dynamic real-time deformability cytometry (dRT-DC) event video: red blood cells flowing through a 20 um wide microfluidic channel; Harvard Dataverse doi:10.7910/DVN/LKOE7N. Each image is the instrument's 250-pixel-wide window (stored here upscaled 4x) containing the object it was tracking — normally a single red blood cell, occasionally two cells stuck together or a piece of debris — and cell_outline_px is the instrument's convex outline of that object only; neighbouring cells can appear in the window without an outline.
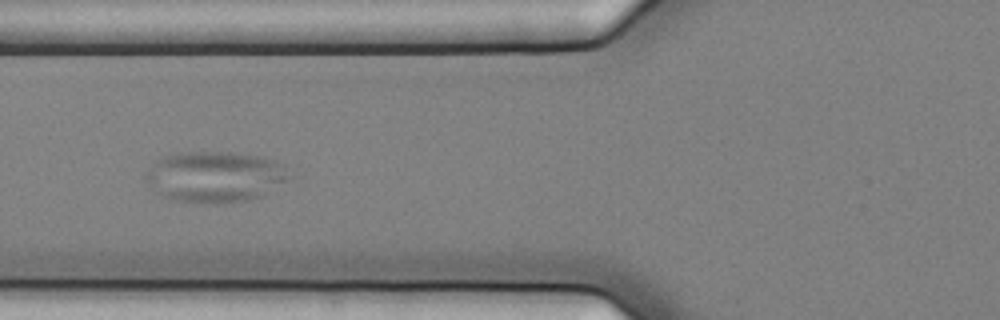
{"species": "common noctule bat (a hibernating species)", "species_latin": "Nyctalus noctula", "temperature_condition": "cold", "stored_images_in_passage": 8, "camera_frame_rate_fps": 3000, "um_per_image_px": 0.085, "animal": {"sex": "female", "body_mass_g": 25.1}, "frame": {"image": 1, "passage_image": 6, "time_ms": 1.667, "image_size_px": [1000, 320], "cell_outline_px": [[292, 176], [288, 180], [264, 196], [248, 200], [216, 204], [168, 200], [148, 184], [144, 176], [148, 168], [156, 160], [180, 152], [232, 152], [264, 156], [276, 160], [284, 164]], "centroid_in_image_um": [18.33, 15.03], "position_along_channel_um": 107.5, "area_um2": 43.23}}
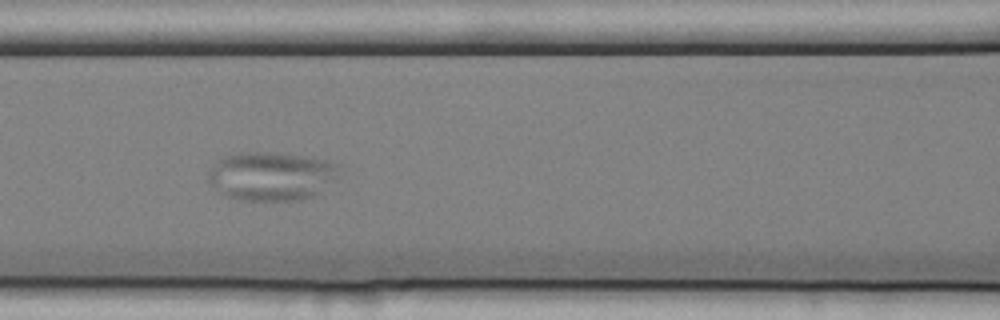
{"frame": {"image": 2, "passage_image": 7, "time_ms": 2.0, "image_size_px": [1000, 320], "cell_outline_px": [[344, 164], [340, 176], [320, 196], [300, 200], [240, 200], [216, 192], [208, 180], [208, 172], [212, 164], [216, 160], [224, 156], [240, 152], [284, 152], [308, 156], [328, 160]], "centroid_in_image_um": [23.17, 14.96], "position_along_channel_um": 143.4, "area_um2": 38.78}}